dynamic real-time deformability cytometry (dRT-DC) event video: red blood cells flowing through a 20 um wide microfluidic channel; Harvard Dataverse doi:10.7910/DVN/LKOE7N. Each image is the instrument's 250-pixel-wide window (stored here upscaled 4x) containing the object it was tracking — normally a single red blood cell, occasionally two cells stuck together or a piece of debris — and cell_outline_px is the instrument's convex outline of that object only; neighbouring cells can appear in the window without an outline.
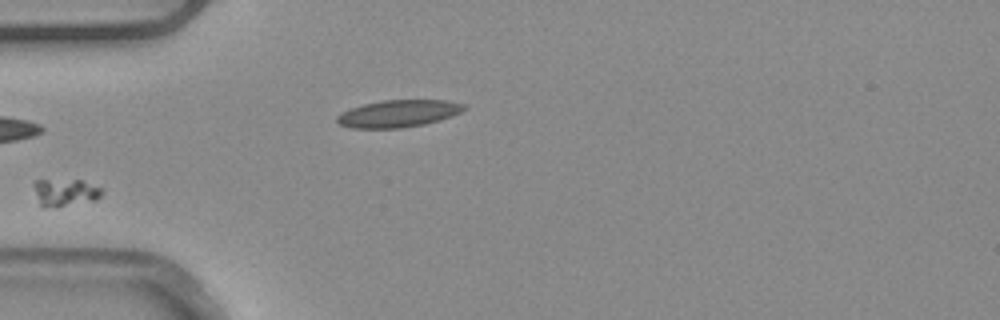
{"species": "common noctule bat (a hibernating species)", "species_latin": "Nyctalus noctula", "temperature_condition": "warm", "stored_images_in_passage": 6, "segment_of_instrument_passage": [2, 2], "camera_frame_rate_fps": 3000, "um_per_image_px": 0.085, "animal": {"sex": "male", "body_mass_g": 20.4}, "frame": {"image": 1, "passage_image": 5, "time_ms": 1.333, "image_size_px": [1000, 320], "cell_outline_px": [[104, 188], [100, 196], [96, 200], [56, 208], [40, 208], [32, 184], [36, 180], [80, 180]], "centroid_in_image_um": [5.51, 16.38], "position_along_channel_um": 79.5, "area_um2": 11.21}}